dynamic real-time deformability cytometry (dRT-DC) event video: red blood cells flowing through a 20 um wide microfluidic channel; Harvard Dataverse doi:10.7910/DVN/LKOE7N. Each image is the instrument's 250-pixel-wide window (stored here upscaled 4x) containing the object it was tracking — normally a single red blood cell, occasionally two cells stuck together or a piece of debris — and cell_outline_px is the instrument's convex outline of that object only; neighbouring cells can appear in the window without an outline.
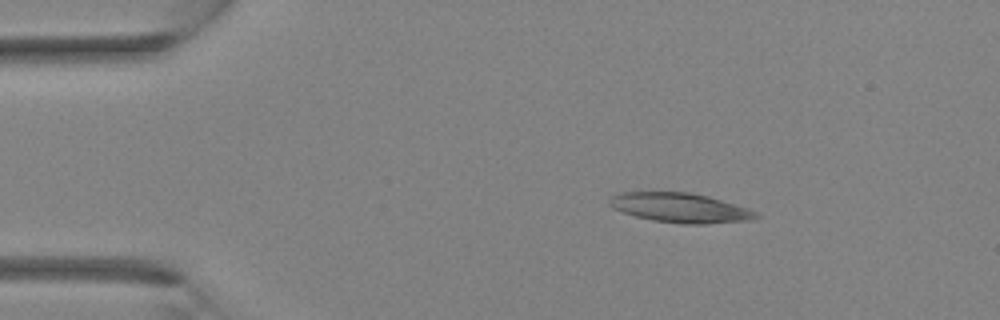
{"species": "Egyptian fruit bat (a non-hibernating species)", "species_latin": "Rousettus aegyptiacus", "temperature_condition": "room temperature", "stored_images_in_passage": 30, "camera_frame_rate_fps": 3000, "um_per_image_px": 0.085, "animal": {"sex": "female"}, "frame": {"image": 1, "passage_image": 1, "time_ms": 0.0, "image_size_px": [1000, 320], "cell_outline_px": [[760, 216], [752, 220], [704, 224], [684, 224], [652, 220], [636, 216], [612, 208], [608, 204], [608, 200], [612, 196], [620, 192], [688, 192], [708, 196], [748, 208], [756, 212]], "centroid_in_image_um": [57.81, 17.66], "position_along_channel_um": 27.2, "area_um2": 25.2}}
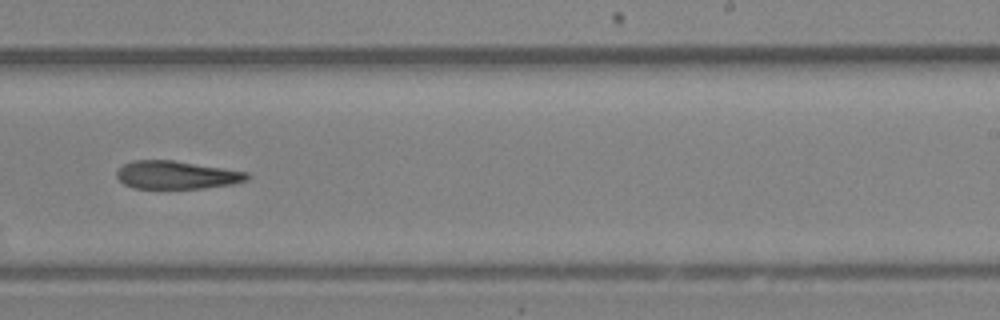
{"frame": {"image": 2, "passage_image": 17, "time_ms": 5.333, "image_size_px": [1000, 320], "cell_outline_px": [[248, 180], [232, 184], [204, 188], [132, 188], [124, 184], [116, 176], [116, 172], [124, 164], [132, 160], [172, 160], [224, 168], [248, 172]], "centroid_in_image_um": [14.99, 14.87], "position_along_channel_um": 274.0, "area_um2": 21.21}}
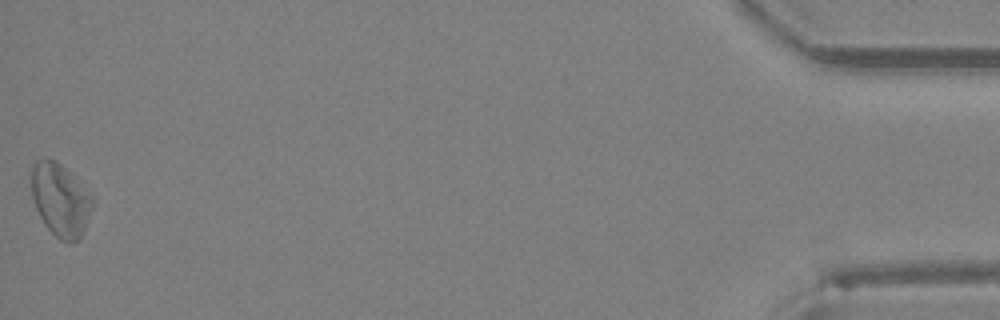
{"frame": {"image": 3, "passage_image": 30, "time_ms": 9.667, "image_size_px": [1000, 320], "cell_outline_px": [[96, 200], [84, 228], [80, 236], [72, 244], [68, 244], [60, 240], [44, 224], [36, 208], [32, 196], [32, 164], [36, 160], [44, 156], [56, 160]], "centroid_in_image_um": [5.12, 16.98], "position_along_channel_um": 430.1, "area_um2": 25.78}}